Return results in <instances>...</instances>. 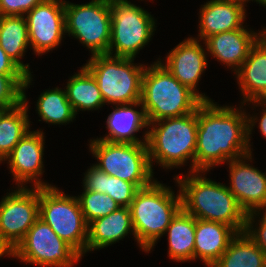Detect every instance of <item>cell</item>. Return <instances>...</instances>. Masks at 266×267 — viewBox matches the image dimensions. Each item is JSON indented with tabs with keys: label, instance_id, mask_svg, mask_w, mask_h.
<instances>
[{
	"label": "cell",
	"instance_id": "cell-1",
	"mask_svg": "<svg viewBox=\"0 0 266 267\" xmlns=\"http://www.w3.org/2000/svg\"><path fill=\"white\" fill-rule=\"evenodd\" d=\"M242 107L219 106L213 101H203L198 106L194 172H208L250 153L247 114Z\"/></svg>",
	"mask_w": 266,
	"mask_h": 267
},
{
	"label": "cell",
	"instance_id": "cell-2",
	"mask_svg": "<svg viewBox=\"0 0 266 267\" xmlns=\"http://www.w3.org/2000/svg\"><path fill=\"white\" fill-rule=\"evenodd\" d=\"M189 173L174 179L180 189L182 209L196 219L221 222L237 233L243 232L247 214L229 188L201 174L206 172Z\"/></svg>",
	"mask_w": 266,
	"mask_h": 267
},
{
	"label": "cell",
	"instance_id": "cell-3",
	"mask_svg": "<svg viewBox=\"0 0 266 267\" xmlns=\"http://www.w3.org/2000/svg\"><path fill=\"white\" fill-rule=\"evenodd\" d=\"M178 193L175 196L171 187L157 180L136 192L129 210L135 240L142 251L151 252L166 233L171 220L182 209L180 190Z\"/></svg>",
	"mask_w": 266,
	"mask_h": 267
},
{
	"label": "cell",
	"instance_id": "cell-4",
	"mask_svg": "<svg viewBox=\"0 0 266 267\" xmlns=\"http://www.w3.org/2000/svg\"><path fill=\"white\" fill-rule=\"evenodd\" d=\"M149 127L147 148L152 170L154 161L163 168L172 169L186 165L190 159V172H194L198 107L188 115L150 122Z\"/></svg>",
	"mask_w": 266,
	"mask_h": 267
},
{
	"label": "cell",
	"instance_id": "cell-5",
	"mask_svg": "<svg viewBox=\"0 0 266 267\" xmlns=\"http://www.w3.org/2000/svg\"><path fill=\"white\" fill-rule=\"evenodd\" d=\"M203 101L182 85L159 60L145 67L141 103L148 122L179 117L194 112Z\"/></svg>",
	"mask_w": 266,
	"mask_h": 267
},
{
	"label": "cell",
	"instance_id": "cell-6",
	"mask_svg": "<svg viewBox=\"0 0 266 267\" xmlns=\"http://www.w3.org/2000/svg\"><path fill=\"white\" fill-rule=\"evenodd\" d=\"M134 58L94 55L84 65L95 77L104 102L128 104L141 100L142 76L145 65Z\"/></svg>",
	"mask_w": 266,
	"mask_h": 267
},
{
	"label": "cell",
	"instance_id": "cell-7",
	"mask_svg": "<svg viewBox=\"0 0 266 267\" xmlns=\"http://www.w3.org/2000/svg\"><path fill=\"white\" fill-rule=\"evenodd\" d=\"M89 149L100 171L133 183L138 189L150 186L155 179L149 161L147 143H112L91 139Z\"/></svg>",
	"mask_w": 266,
	"mask_h": 267
},
{
	"label": "cell",
	"instance_id": "cell-8",
	"mask_svg": "<svg viewBox=\"0 0 266 267\" xmlns=\"http://www.w3.org/2000/svg\"><path fill=\"white\" fill-rule=\"evenodd\" d=\"M39 218L81 256H85L88 224L77 196L64 194L56 186L39 187Z\"/></svg>",
	"mask_w": 266,
	"mask_h": 267
},
{
	"label": "cell",
	"instance_id": "cell-9",
	"mask_svg": "<svg viewBox=\"0 0 266 267\" xmlns=\"http://www.w3.org/2000/svg\"><path fill=\"white\" fill-rule=\"evenodd\" d=\"M111 33L108 55L135 58L156 30L154 17L128 0H109ZM114 53V54H113Z\"/></svg>",
	"mask_w": 266,
	"mask_h": 267
},
{
	"label": "cell",
	"instance_id": "cell-10",
	"mask_svg": "<svg viewBox=\"0 0 266 267\" xmlns=\"http://www.w3.org/2000/svg\"><path fill=\"white\" fill-rule=\"evenodd\" d=\"M67 35L83 44L92 55L108 54L111 33L109 0L74 4L64 0Z\"/></svg>",
	"mask_w": 266,
	"mask_h": 267
},
{
	"label": "cell",
	"instance_id": "cell-11",
	"mask_svg": "<svg viewBox=\"0 0 266 267\" xmlns=\"http://www.w3.org/2000/svg\"><path fill=\"white\" fill-rule=\"evenodd\" d=\"M14 258L40 267H72L82 256L38 218L16 246Z\"/></svg>",
	"mask_w": 266,
	"mask_h": 267
},
{
	"label": "cell",
	"instance_id": "cell-12",
	"mask_svg": "<svg viewBox=\"0 0 266 267\" xmlns=\"http://www.w3.org/2000/svg\"><path fill=\"white\" fill-rule=\"evenodd\" d=\"M38 218L39 187H17L0 202V236L16 248Z\"/></svg>",
	"mask_w": 266,
	"mask_h": 267
},
{
	"label": "cell",
	"instance_id": "cell-13",
	"mask_svg": "<svg viewBox=\"0 0 266 267\" xmlns=\"http://www.w3.org/2000/svg\"><path fill=\"white\" fill-rule=\"evenodd\" d=\"M24 16L34 54L43 55L61 44L66 35L64 0H44Z\"/></svg>",
	"mask_w": 266,
	"mask_h": 267
},
{
	"label": "cell",
	"instance_id": "cell-14",
	"mask_svg": "<svg viewBox=\"0 0 266 267\" xmlns=\"http://www.w3.org/2000/svg\"><path fill=\"white\" fill-rule=\"evenodd\" d=\"M245 160L252 162V153L229 161L230 186L227 187L246 214L266 211V173Z\"/></svg>",
	"mask_w": 266,
	"mask_h": 267
},
{
	"label": "cell",
	"instance_id": "cell-15",
	"mask_svg": "<svg viewBox=\"0 0 266 267\" xmlns=\"http://www.w3.org/2000/svg\"><path fill=\"white\" fill-rule=\"evenodd\" d=\"M44 137V133L40 130H29L4 159L8 160L10 172L18 187H28L26 186L28 182H33V187L53 186L40 179L45 172L43 171Z\"/></svg>",
	"mask_w": 266,
	"mask_h": 267
},
{
	"label": "cell",
	"instance_id": "cell-16",
	"mask_svg": "<svg viewBox=\"0 0 266 267\" xmlns=\"http://www.w3.org/2000/svg\"><path fill=\"white\" fill-rule=\"evenodd\" d=\"M200 42L201 40L196 37L184 39L168 53L165 63L160 58L159 61L182 85L187 86L202 101H213L197 90L201 75L208 66L207 49H203L204 46Z\"/></svg>",
	"mask_w": 266,
	"mask_h": 267
},
{
	"label": "cell",
	"instance_id": "cell-17",
	"mask_svg": "<svg viewBox=\"0 0 266 267\" xmlns=\"http://www.w3.org/2000/svg\"><path fill=\"white\" fill-rule=\"evenodd\" d=\"M245 25L237 30L221 32L208 37L203 44L207 53L231 67L234 73L240 68L249 55L251 48L266 33L264 27L262 31L256 33L245 29Z\"/></svg>",
	"mask_w": 266,
	"mask_h": 267
},
{
	"label": "cell",
	"instance_id": "cell-18",
	"mask_svg": "<svg viewBox=\"0 0 266 267\" xmlns=\"http://www.w3.org/2000/svg\"><path fill=\"white\" fill-rule=\"evenodd\" d=\"M246 3L243 0H210L201 5L196 39L205 41L212 35L244 27Z\"/></svg>",
	"mask_w": 266,
	"mask_h": 267
},
{
	"label": "cell",
	"instance_id": "cell-19",
	"mask_svg": "<svg viewBox=\"0 0 266 267\" xmlns=\"http://www.w3.org/2000/svg\"><path fill=\"white\" fill-rule=\"evenodd\" d=\"M115 109L109 114L106 120V128L108 134L105 137L96 138L112 143H130L141 144L147 143L148 130L144 132V140L136 137L135 133L141 129L149 128V122L146 116L141 100L128 103L114 105ZM141 107L140 111L135 109Z\"/></svg>",
	"mask_w": 266,
	"mask_h": 267
},
{
	"label": "cell",
	"instance_id": "cell-20",
	"mask_svg": "<svg viewBox=\"0 0 266 267\" xmlns=\"http://www.w3.org/2000/svg\"><path fill=\"white\" fill-rule=\"evenodd\" d=\"M243 99H266V33L251 48L248 57L235 72Z\"/></svg>",
	"mask_w": 266,
	"mask_h": 267
},
{
	"label": "cell",
	"instance_id": "cell-21",
	"mask_svg": "<svg viewBox=\"0 0 266 267\" xmlns=\"http://www.w3.org/2000/svg\"><path fill=\"white\" fill-rule=\"evenodd\" d=\"M236 234L227 224L196 219L194 260L199 258L206 267H211Z\"/></svg>",
	"mask_w": 266,
	"mask_h": 267
},
{
	"label": "cell",
	"instance_id": "cell-22",
	"mask_svg": "<svg viewBox=\"0 0 266 267\" xmlns=\"http://www.w3.org/2000/svg\"><path fill=\"white\" fill-rule=\"evenodd\" d=\"M128 233H132L135 239L129 207H119L109 215L88 224L86 253L119 242Z\"/></svg>",
	"mask_w": 266,
	"mask_h": 267
},
{
	"label": "cell",
	"instance_id": "cell-23",
	"mask_svg": "<svg viewBox=\"0 0 266 267\" xmlns=\"http://www.w3.org/2000/svg\"><path fill=\"white\" fill-rule=\"evenodd\" d=\"M196 218L181 209L167 227L168 256L176 262L194 260ZM168 232V233H167Z\"/></svg>",
	"mask_w": 266,
	"mask_h": 267
},
{
	"label": "cell",
	"instance_id": "cell-24",
	"mask_svg": "<svg viewBox=\"0 0 266 267\" xmlns=\"http://www.w3.org/2000/svg\"><path fill=\"white\" fill-rule=\"evenodd\" d=\"M0 46L12 61L31 75L29 64L21 61L30 46L25 16H0Z\"/></svg>",
	"mask_w": 266,
	"mask_h": 267
},
{
	"label": "cell",
	"instance_id": "cell-25",
	"mask_svg": "<svg viewBox=\"0 0 266 267\" xmlns=\"http://www.w3.org/2000/svg\"><path fill=\"white\" fill-rule=\"evenodd\" d=\"M65 87L75 114L78 111L98 110L105 105L95 77L85 66L68 80Z\"/></svg>",
	"mask_w": 266,
	"mask_h": 267
},
{
	"label": "cell",
	"instance_id": "cell-26",
	"mask_svg": "<svg viewBox=\"0 0 266 267\" xmlns=\"http://www.w3.org/2000/svg\"><path fill=\"white\" fill-rule=\"evenodd\" d=\"M211 267H266V253L245 233H237Z\"/></svg>",
	"mask_w": 266,
	"mask_h": 267
},
{
	"label": "cell",
	"instance_id": "cell-27",
	"mask_svg": "<svg viewBox=\"0 0 266 267\" xmlns=\"http://www.w3.org/2000/svg\"><path fill=\"white\" fill-rule=\"evenodd\" d=\"M26 97L23 90V101L10 108L0 120V164L30 129Z\"/></svg>",
	"mask_w": 266,
	"mask_h": 267
},
{
	"label": "cell",
	"instance_id": "cell-28",
	"mask_svg": "<svg viewBox=\"0 0 266 267\" xmlns=\"http://www.w3.org/2000/svg\"><path fill=\"white\" fill-rule=\"evenodd\" d=\"M83 189L108 194L121 207H129L139 190L133 183L108 175L92 165L84 174Z\"/></svg>",
	"mask_w": 266,
	"mask_h": 267
},
{
	"label": "cell",
	"instance_id": "cell-29",
	"mask_svg": "<svg viewBox=\"0 0 266 267\" xmlns=\"http://www.w3.org/2000/svg\"><path fill=\"white\" fill-rule=\"evenodd\" d=\"M36 111L42 121L53 125L73 122L76 114L62 88L55 87L40 94L36 103Z\"/></svg>",
	"mask_w": 266,
	"mask_h": 267
},
{
	"label": "cell",
	"instance_id": "cell-30",
	"mask_svg": "<svg viewBox=\"0 0 266 267\" xmlns=\"http://www.w3.org/2000/svg\"><path fill=\"white\" fill-rule=\"evenodd\" d=\"M77 198L87 224L98 218L105 217L121 207L105 193L84 189Z\"/></svg>",
	"mask_w": 266,
	"mask_h": 267
},
{
	"label": "cell",
	"instance_id": "cell-31",
	"mask_svg": "<svg viewBox=\"0 0 266 267\" xmlns=\"http://www.w3.org/2000/svg\"><path fill=\"white\" fill-rule=\"evenodd\" d=\"M32 74L27 76L0 75V105L13 108L23 101V90L30 87Z\"/></svg>",
	"mask_w": 266,
	"mask_h": 267
},
{
	"label": "cell",
	"instance_id": "cell-32",
	"mask_svg": "<svg viewBox=\"0 0 266 267\" xmlns=\"http://www.w3.org/2000/svg\"><path fill=\"white\" fill-rule=\"evenodd\" d=\"M262 212H253L246 215L245 233L254 241V243L266 253V211H263L258 227H254L256 217ZM255 228V229H254Z\"/></svg>",
	"mask_w": 266,
	"mask_h": 267
},
{
	"label": "cell",
	"instance_id": "cell-33",
	"mask_svg": "<svg viewBox=\"0 0 266 267\" xmlns=\"http://www.w3.org/2000/svg\"><path fill=\"white\" fill-rule=\"evenodd\" d=\"M44 0H0V16H24Z\"/></svg>",
	"mask_w": 266,
	"mask_h": 267
},
{
	"label": "cell",
	"instance_id": "cell-34",
	"mask_svg": "<svg viewBox=\"0 0 266 267\" xmlns=\"http://www.w3.org/2000/svg\"><path fill=\"white\" fill-rule=\"evenodd\" d=\"M251 103L254 105L253 106L254 108H255V106L258 107V105L260 107H263L261 109L263 111L260 112V113H262L261 114L262 116L260 117L259 120H258L257 116L256 117L255 116H250V114L247 113L249 115V116L247 115V141H248V146H249L250 153H252V151H251L252 150L251 149L252 145L250 144V140H251L250 136L252 134V130L255 127V124H256L257 121L259 122V126L258 127L260 129V132H261L262 136L266 138V99H259V100L249 101L248 105H250ZM256 103H257V105H256Z\"/></svg>",
	"mask_w": 266,
	"mask_h": 267
},
{
	"label": "cell",
	"instance_id": "cell-35",
	"mask_svg": "<svg viewBox=\"0 0 266 267\" xmlns=\"http://www.w3.org/2000/svg\"><path fill=\"white\" fill-rule=\"evenodd\" d=\"M0 75L27 76V74L12 61L0 46Z\"/></svg>",
	"mask_w": 266,
	"mask_h": 267
},
{
	"label": "cell",
	"instance_id": "cell-36",
	"mask_svg": "<svg viewBox=\"0 0 266 267\" xmlns=\"http://www.w3.org/2000/svg\"><path fill=\"white\" fill-rule=\"evenodd\" d=\"M4 254L5 256L14 257L15 248L0 236V258L3 257Z\"/></svg>",
	"mask_w": 266,
	"mask_h": 267
},
{
	"label": "cell",
	"instance_id": "cell-37",
	"mask_svg": "<svg viewBox=\"0 0 266 267\" xmlns=\"http://www.w3.org/2000/svg\"><path fill=\"white\" fill-rule=\"evenodd\" d=\"M10 108H8L5 105H0V120L2 118V116L9 110Z\"/></svg>",
	"mask_w": 266,
	"mask_h": 267
},
{
	"label": "cell",
	"instance_id": "cell-38",
	"mask_svg": "<svg viewBox=\"0 0 266 267\" xmlns=\"http://www.w3.org/2000/svg\"><path fill=\"white\" fill-rule=\"evenodd\" d=\"M254 2H258L259 4L266 6V0H253Z\"/></svg>",
	"mask_w": 266,
	"mask_h": 267
}]
</instances>
